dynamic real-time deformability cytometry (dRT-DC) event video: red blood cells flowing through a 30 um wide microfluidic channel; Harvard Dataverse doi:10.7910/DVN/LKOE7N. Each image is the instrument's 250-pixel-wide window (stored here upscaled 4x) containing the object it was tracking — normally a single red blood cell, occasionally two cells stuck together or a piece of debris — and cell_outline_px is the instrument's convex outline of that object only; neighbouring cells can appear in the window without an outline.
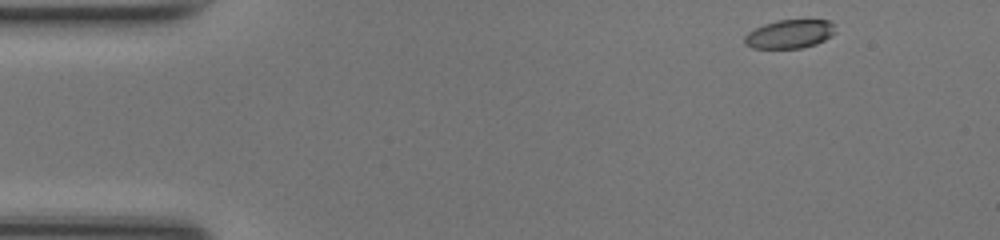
{"species": "common noctule bat (a hibernating species)", "species_latin": "Nyctalus noctula", "temperature_condition": "room temperature", "stored_images_in_passage": 45, "camera_frame_rate_fps": 3000, "um_per_image_px": 0.085, "animal": {"sex": "female", "body_mass_g": 17.0, "forearm_length_mm": 48.0}, "frame": {"image": 1, "passage_image": 1, "time_ms": 0.0, "image_size_px": [1000, 240], "cell_outline_px": [[836, 32], [832, 36], [816, 44], [800, 48], [752, 48], [744, 44], [744, 36], [748, 32], [764, 24], [776, 20], [828, 20], [832, 24]], "centroid_in_image_um": [67.1, 2.89], "position_along_channel_um": 17.9, "area_um2": 15.14}}
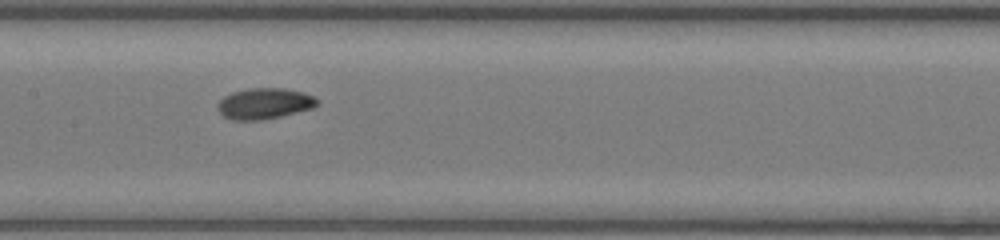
{"frame": {"image": 2, "passage_image": 20, "time_ms": 6.333, "image_size_px": [1000, 240], "cell_outline_px": [[320, 104], [312, 108], [280, 116], [260, 120], [232, 120], [224, 116], [220, 112], [216, 104], [224, 96], [232, 92], [248, 88], [284, 88], [304, 92], [320, 100]], "centroid_in_image_um": [22.48, 8.79], "position_along_channel_um": 184.9, "area_um2": 17.98}}
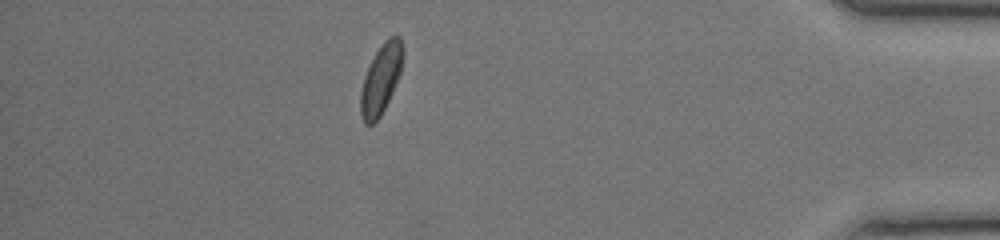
{"frame": {"image": 3, "passage_image": 39, "time_ms": 12.667, "image_size_px": [1000, 240], "cell_outline_px": [[404, 52], [400, 72], [392, 92], [380, 116], [372, 124], [364, 124], [360, 112], [360, 92], [364, 76], [376, 52], [384, 40], [388, 36], [400, 36], [404, 48]], "centroid_in_image_um": [32.38, 6.69], "position_along_channel_um": 402.8, "area_um2": 16.99}, "authors_computed_cell_mechanics": {"area_um2": 16.9932, "velocity_mm_per_s": 4.2077, "shape_relaxation_time_tau1_ms": 2.1599, "shape_relaxation_time_tau2_ms": 4.0754, "deformation_change_tau1": 0.1167, "deformation_change_tau2": 0.0802}}